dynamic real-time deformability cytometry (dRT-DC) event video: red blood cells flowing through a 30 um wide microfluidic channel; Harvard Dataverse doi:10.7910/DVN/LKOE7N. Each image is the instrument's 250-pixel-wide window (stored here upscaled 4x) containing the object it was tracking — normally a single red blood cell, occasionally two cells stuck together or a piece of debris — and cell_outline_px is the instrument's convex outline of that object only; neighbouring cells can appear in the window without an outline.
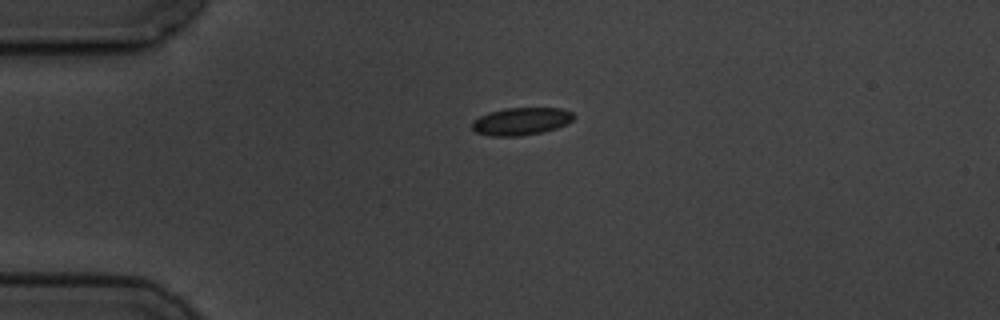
{"species": "common noctule bat (a hibernating species)", "species_latin": "Nyctalus noctula", "temperature_condition": "cold", "stored_images_in_passage": 2, "camera_frame_rate_fps": 3000, "um_per_image_px": 0.085, "animal": {"sex": "male", "body_mass_g": 19.5, "forearm_length_mm": 54.6}, "frame": {"image": 1, "passage_image": 1, "time_ms": 0.0, "image_size_px": [1000, 320], "cell_outline_px": [[576, 116], [572, 120], [556, 128], [540, 132], [520, 136], [488, 136], [476, 132], [472, 128], [472, 120], [488, 112], [504, 108], [560, 108], [572, 112]], "centroid_in_image_um": [44.26, 10.3], "position_along_channel_um": 40.7, "area_um2": 16.3}}